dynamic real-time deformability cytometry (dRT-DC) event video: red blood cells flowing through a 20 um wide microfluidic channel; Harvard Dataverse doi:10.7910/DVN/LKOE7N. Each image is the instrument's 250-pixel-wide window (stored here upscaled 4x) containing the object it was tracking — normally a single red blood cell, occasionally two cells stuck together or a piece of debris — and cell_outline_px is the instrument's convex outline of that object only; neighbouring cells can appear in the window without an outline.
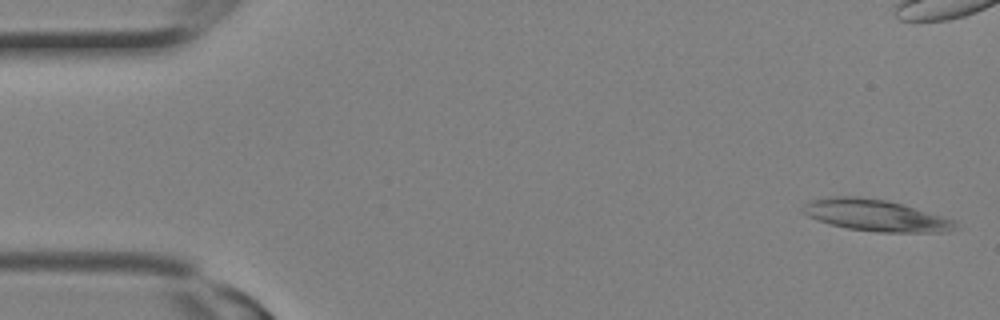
{"species": "Egyptian fruit bat (a non-hibernating species)", "species_latin": "Rousettus aegyptiacus", "temperature_condition": "room temperature", "stored_images_in_passage": 4, "camera_frame_rate_fps": 3000, "um_per_image_px": 0.085, "animal": {"sex": "female"}, "frame": {"image": 1, "passage_image": 1, "time_ms": 0.0, "image_size_px": [1000, 320], "cell_outline_px": [[960, 228], [948, 232], [880, 232], [848, 228], [832, 224], [808, 216], [800, 208], [804, 204], [812, 200], [832, 196], [860, 196], [888, 200], [904, 204], [956, 220]], "centroid_in_image_um": [74.51, 18.3], "position_along_channel_um": 10.5, "area_um2": 28.21}}
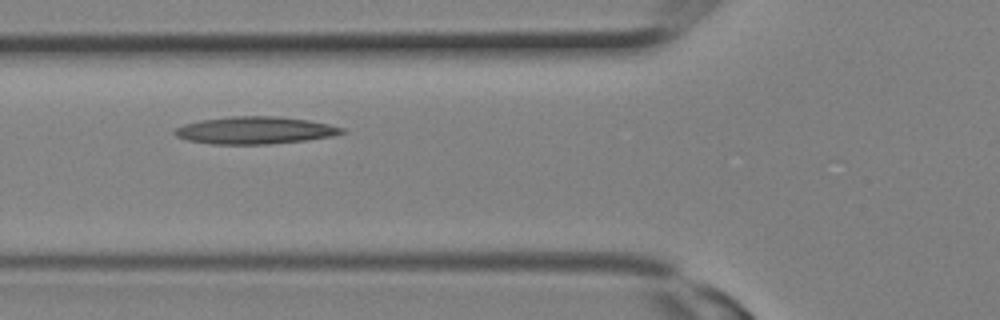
{"frame": {"image": 2, "passage_image": 4, "time_ms": 1.0, "image_size_px": [1000, 320], "cell_outline_px": [[348, 132], [332, 136], [304, 140], [268, 144], [212, 144], [188, 140], [176, 136], [172, 132], [176, 128], [184, 124], [200, 120], [232, 116], [276, 116], [308, 120], [328, 124], [344, 128]], "centroid_in_image_um": [21.67, 11.07], "position_along_channel_um": 104.1, "area_um2": 26.53}}